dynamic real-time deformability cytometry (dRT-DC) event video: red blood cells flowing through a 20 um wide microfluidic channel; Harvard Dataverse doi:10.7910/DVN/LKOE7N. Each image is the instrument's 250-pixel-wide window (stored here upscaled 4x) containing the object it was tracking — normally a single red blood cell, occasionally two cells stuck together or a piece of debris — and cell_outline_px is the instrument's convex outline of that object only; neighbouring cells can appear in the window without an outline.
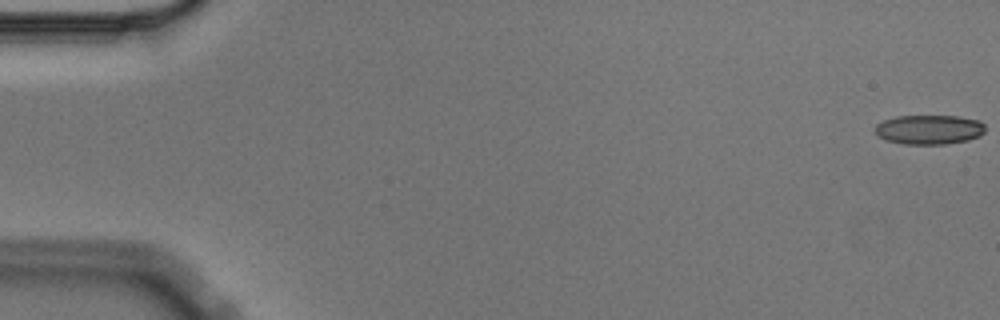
{"species": "Egyptian fruit bat (a non-hibernating species)", "species_latin": "Rousettus aegyptiacus", "temperature_condition": "cold", "stored_images_in_passage": 3, "camera_frame_rate_fps": 3000, "um_per_image_px": 0.085, "animal": {"sex": "male"}, "frame": {"image": 1, "passage_image": 1, "time_ms": 0.0, "image_size_px": [1000, 320], "cell_outline_px": [[984, 132], [980, 136], [968, 140], [944, 144], [904, 144], [884, 140], [876, 136], [876, 124], [884, 120], [896, 116], [956, 116], [980, 120], [984, 124]], "centroid_in_image_um": [78.97, 11.02], "position_along_channel_um": 6.0, "area_um2": 19.02}}